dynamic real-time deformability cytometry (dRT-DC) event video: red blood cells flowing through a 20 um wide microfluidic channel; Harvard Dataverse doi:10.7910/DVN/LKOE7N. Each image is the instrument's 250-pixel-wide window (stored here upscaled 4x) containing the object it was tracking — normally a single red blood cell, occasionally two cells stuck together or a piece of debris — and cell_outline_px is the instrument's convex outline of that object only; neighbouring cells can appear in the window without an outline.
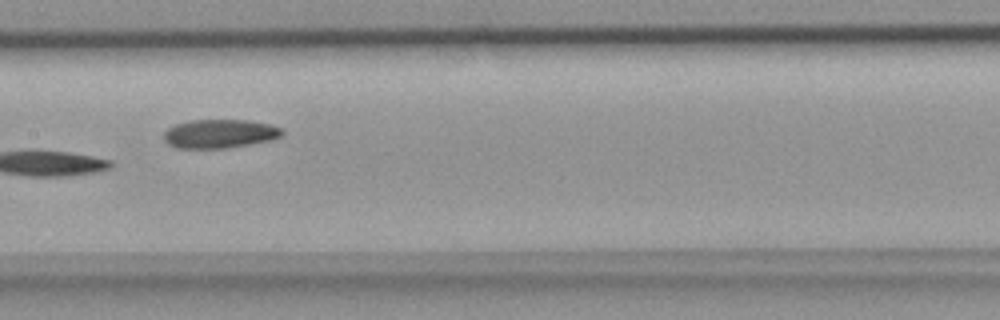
{"species": "common noctule bat (a hibernating species)", "species_latin": "Nyctalus noctula", "temperature_condition": "room temperature", "stored_images_in_passage": 8, "camera_frame_rate_fps": 3000, "um_per_image_px": 0.085, "animal": {"sex": "female", "body_mass_g": 18.4}, "frame": {"image": 1, "passage_image": 8, "time_ms": 2.333, "image_size_px": [1000, 320], "cell_outline_px": [[284, 132], [280, 136], [268, 140], [248, 144], [224, 148], [176, 148], [168, 144], [164, 140], [164, 132], [168, 128], [176, 124], [192, 120], [248, 120], [268, 124], [280, 128]], "centroid_in_image_um": [18.62, 11.36], "position_along_channel_um": 188.8, "area_um2": 19.54}}